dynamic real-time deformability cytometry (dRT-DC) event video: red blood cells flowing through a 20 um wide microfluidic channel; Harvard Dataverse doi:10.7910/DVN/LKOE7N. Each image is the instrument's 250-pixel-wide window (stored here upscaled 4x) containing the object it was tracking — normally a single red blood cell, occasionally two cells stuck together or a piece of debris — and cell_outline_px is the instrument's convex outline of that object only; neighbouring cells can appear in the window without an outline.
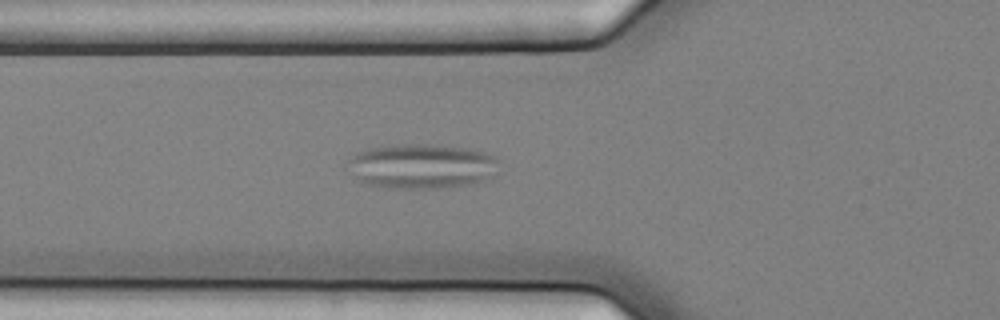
{"species": "common noctule bat (a hibernating species)", "species_latin": "Nyctalus noctula", "temperature_condition": "cold", "stored_images_in_passage": 55, "camera_frame_rate_fps": 3000, "um_per_image_px": 0.085, "animal": {"sex": "female", "body_mass_g": 25.1}, "frame": {"image": 1, "passage_image": 21, "time_ms": 6.667, "image_size_px": [1000, 320], "cell_outline_px": [[500, 160], [492, 180], [448, 188], [380, 188], [364, 184], [356, 176], [348, 164], [348, 160], [356, 152], [372, 148], [404, 144], [428, 144], [464, 148], [484, 152], [496, 156]], "centroid_in_image_um": [35.91, 14.15], "position_along_channel_um": 89.9, "area_um2": 39.77}}
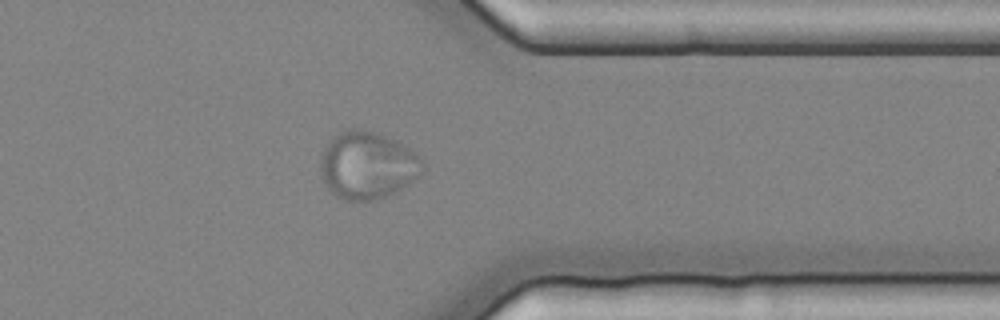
{"frame": {"image": 2, "passage_image": 46, "time_ms": 15.0, "image_size_px": [1000, 320], "cell_outline_px": [[424, 168], [408, 184], [396, 192], [372, 200], [344, 200], [336, 196], [328, 188], [320, 176], [320, 164], [324, 152], [328, 144], [340, 132], [348, 128], [360, 128], [400, 140], [420, 156], [424, 164]], "centroid_in_image_um": [31.25, 14.04], "position_along_channel_um": 380.1, "area_um2": 40.0}}
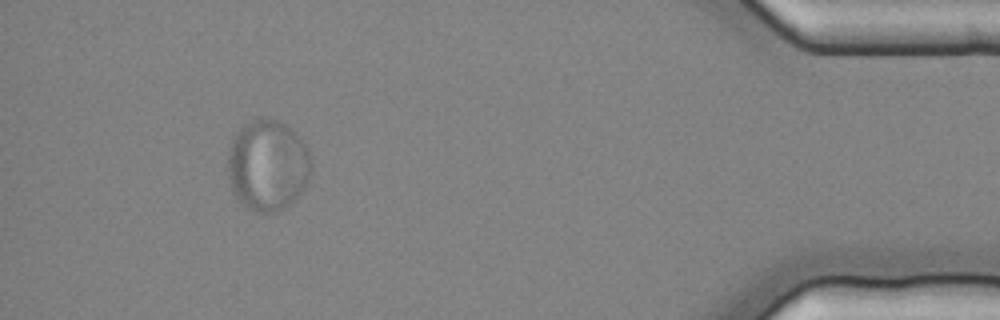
{"frame": {"image": 3, "passage_image": 53, "time_ms": 17.333, "image_size_px": [1000, 320], "cell_outline_px": [[312, 168], [308, 180], [304, 188], [284, 208], [276, 212], [256, 212], [244, 204], [232, 192], [228, 176], [228, 152], [232, 136], [244, 124], [260, 116], [276, 120], [292, 128], [304, 140], [312, 156]], "centroid_in_image_um": [22.77, 14.0], "position_along_channel_um": 412.4, "area_um2": 44.8}}